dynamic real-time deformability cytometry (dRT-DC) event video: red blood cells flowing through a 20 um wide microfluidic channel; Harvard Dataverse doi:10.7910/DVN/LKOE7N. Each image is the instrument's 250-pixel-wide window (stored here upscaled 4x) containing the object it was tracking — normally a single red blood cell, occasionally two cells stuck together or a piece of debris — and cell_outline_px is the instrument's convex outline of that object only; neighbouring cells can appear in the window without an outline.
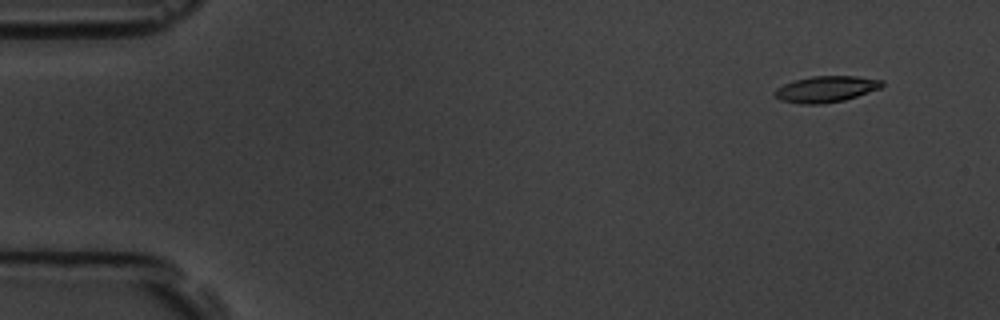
{"species": "common noctule bat (a hibernating species)", "species_latin": "Nyctalus noctula", "temperature_condition": "room temperature", "stored_images_in_passage": 8, "camera_frame_rate_fps": 3000, "um_per_image_px": 0.085, "animal": {"sex": "male", "body_mass_g": 19.5, "forearm_length_mm": 54.6}, "frame": {"image": 1, "passage_image": 2, "time_ms": 1.333, "image_size_px": [1000, 320], "cell_outline_px": [[884, 84], [880, 88], [844, 100], [824, 104], [800, 104], [780, 100], [772, 92], [776, 88], [792, 80], [812, 76], [856, 76], [884, 80]], "centroid_in_image_um": [70.18, 7.57], "position_along_channel_um": 14.8, "area_um2": 16.47}}
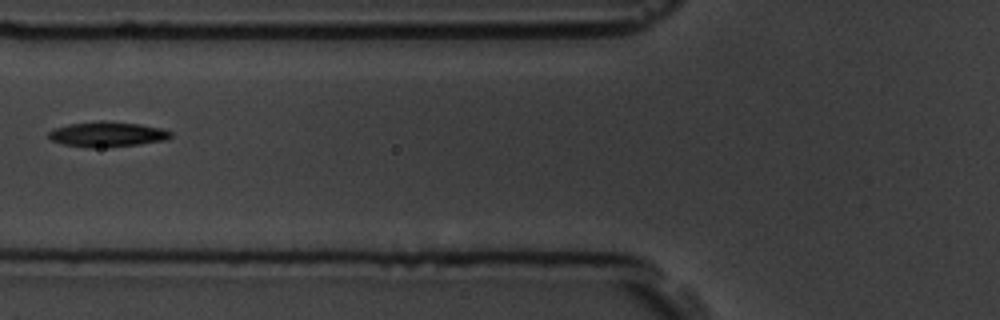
{"frame": {"image": 2, "passage_image": 7, "time_ms": 7.0, "image_size_px": [1000, 320], "cell_outline_px": [[172, 136], [164, 140], [136, 144], [92, 148], [88, 148], [64, 144], [52, 140], [48, 136], [48, 132], [56, 128], [68, 124], [100, 120], [104, 120], [140, 124], [160, 128], [172, 132]], "centroid_in_image_um": [9.09, 11.4], "position_along_channel_um": 116.7, "area_um2": 17.69}}
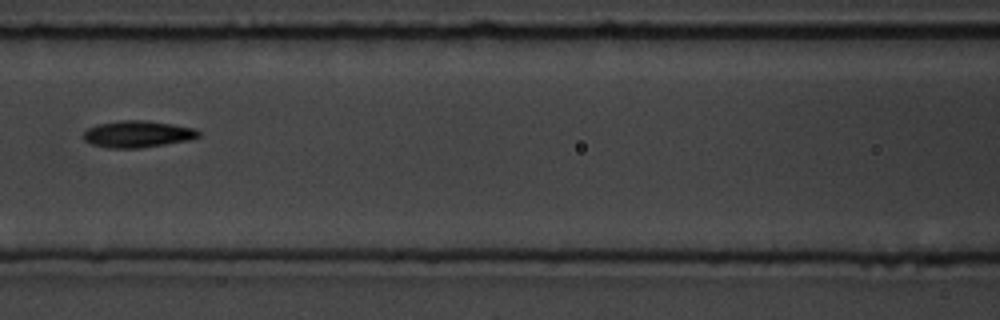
{"frame": {"image": 3, "passage_image": 8, "time_ms": 8.0, "image_size_px": [1000, 320], "cell_outline_px": [[200, 136], [192, 140], [140, 148], [108, 148], [92, 144], [84, 140], [84, 132], [88, 128], [100, 124], [120, 120], [144, 120], [172, 124], [196, 128], [200, 132]], "centroid_in_image_um": [11.74, 11.4], "position_along_channel_um": 154.9, "area_um2": 17.98}}